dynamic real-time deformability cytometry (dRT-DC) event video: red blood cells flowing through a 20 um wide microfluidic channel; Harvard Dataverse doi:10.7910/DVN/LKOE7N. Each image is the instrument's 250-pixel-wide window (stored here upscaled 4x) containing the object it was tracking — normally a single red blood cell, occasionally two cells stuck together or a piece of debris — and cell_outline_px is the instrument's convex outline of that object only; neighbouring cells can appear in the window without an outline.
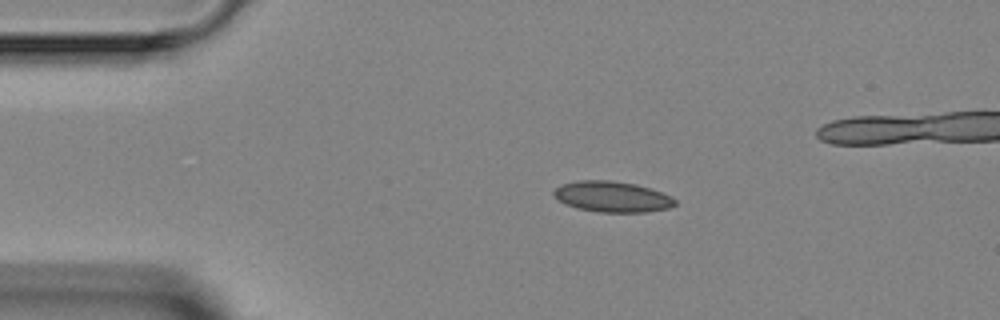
{"species": "Egyptian fruit bat (a non-hibernating species)", "species_latin": "Rousettus aegyptiacus", "temperature_condition": "room temperature", "stored_images_in_passage": 3, "camera_frame_rate_fps": 3000, "um_per_image_px": 0.085, "animal": {"sex": "female"}, "frame": {"image": 1, "passage_image": 2, "time_ms": 1.0, "image_size_px": [1000, 320], "cell_outline_px": [[676, 204], [668, 208], [644, 212], [596, 212], [576, 208], [564, 204], [552, 196], [552, 192], [560, 184], [576, 180], [612, 180], [636, 184], [660, 192], [676, 200]], "centroid_in_image_um": [51.95, 16.71], "position_along_channel_um": 33.1, "area_um2": 21.85}}